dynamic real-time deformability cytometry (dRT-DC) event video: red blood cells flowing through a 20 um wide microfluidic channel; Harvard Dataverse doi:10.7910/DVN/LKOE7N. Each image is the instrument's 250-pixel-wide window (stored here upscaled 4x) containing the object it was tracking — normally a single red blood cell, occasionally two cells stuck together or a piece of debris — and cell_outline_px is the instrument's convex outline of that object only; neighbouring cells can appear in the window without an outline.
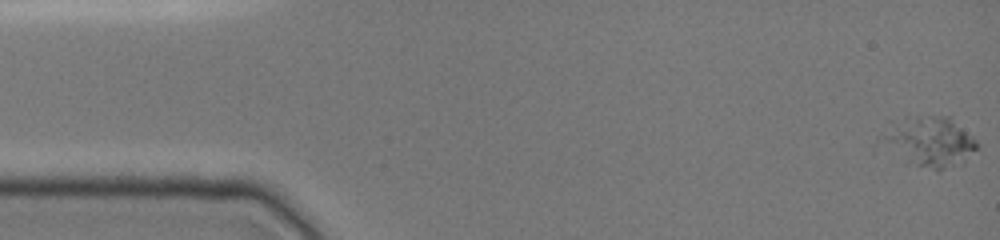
{"species": "common noctule bat (a hibernating species)", "species_latin": "Nyctalus noctula", "temperature_condition": "cold", "stored_images_in_passage": 49, "camera_frame_rate_fps": 3000, "um_per_image_px": 0.085, "animal": {"sex": "female", "body_mass_g": 19.0, "forearm_length_mm": 51.5}, "frame": {"image": 1, "passage_image": 1, "time_ms": 0.0, "image_size_px": [1000, 240], "cell_outline_px": [[980, 144], [964, 164], [940, 168], [932, 168], [916, 164], [876, 144], [876, 140], [904, 116], [952, 116]], "centroid_in_image_um": [79.03, 12.0], "position_along_channel_um": 6.0, "area_um2": 27.57}}
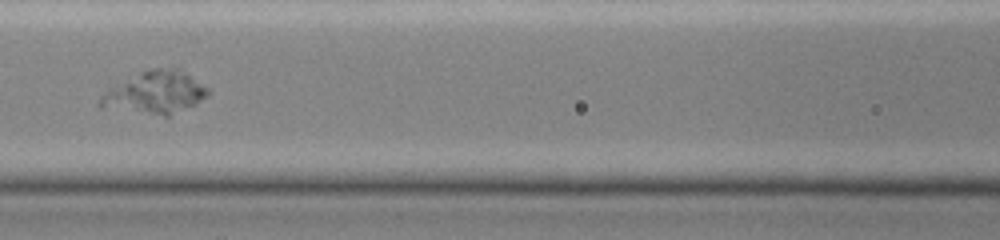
{"frame": {"image": 2, "passage_image": 22, "time_ms": 7.0, "image_size_px": [1000, 240], "cell_outline_px": [[212, 92], [208, 96], [196, 104], [168, 116], [164, 116], [100, 108], [96, 104], [100, 96], [108, 88], [140, 72], [152, 68], [176, 68], [208, 88]], "centroid_in_image_um": [13.14, 7.9], "position_along_channel_um": 153.5, "area_um2": 26.65}}
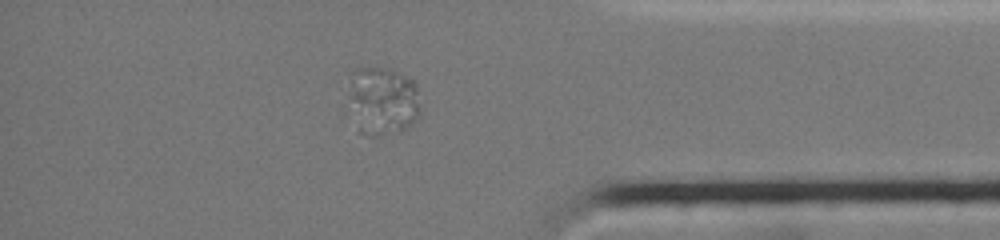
{"frame": {"image": 3, "passage_image": 42, "time_ms": 13.667, "image_size_px": [1000, 240], "cell_outline_px": [[420, 116], [412, 124], [400, 132], [376, 136], [372, 136], [356, 132], [348, 96], [348, 72], [356, 68], [392, 68], [416, 80], [420, 108]], "centroid_in_image_um": [32.5, 8.56], "position_along_channel_um": 402.7, "area_um2": 30.0}}